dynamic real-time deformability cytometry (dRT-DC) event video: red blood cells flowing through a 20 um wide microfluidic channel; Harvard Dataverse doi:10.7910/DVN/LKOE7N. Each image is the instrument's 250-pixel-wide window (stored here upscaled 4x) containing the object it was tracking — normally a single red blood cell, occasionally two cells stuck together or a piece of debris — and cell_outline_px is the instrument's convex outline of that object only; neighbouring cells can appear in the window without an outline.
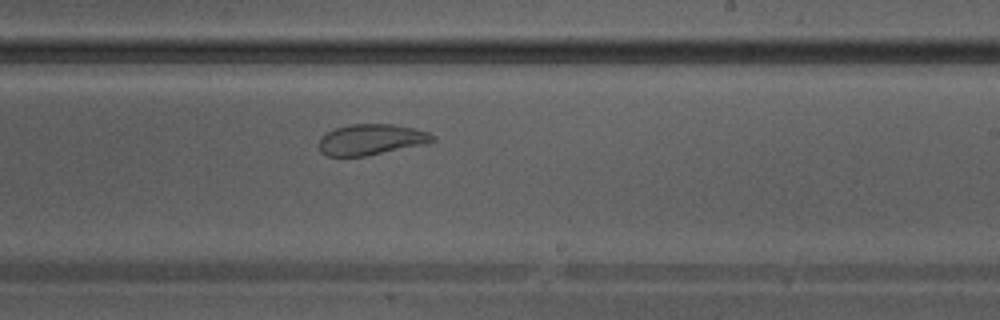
{"species": "Egyptian fruit bat (a non-hibernating species)", "species_latin": "Rousettus aegyptiacus", "temperature_condition": "warm", "stored_images_in_passage": 36, "camera_frame_rate_fps": 3000, "um_per_image_px": 0.085, "animal": {"sex": "male"}, "frame": {"image": 1, "passage_image": 21, "time_ms": 6.667, "image_size_px": [1000, 320], "cell_outline_px": [[436, 140], [424, 144], [364, 156], [328, 156], [320, 152], [320, 140], [328, 132], [336, 128], [348, 124], [392, 124], [412, 128], [428, 132], [436, 136]], "centroid_in_image_um": [31.57, 11.86], "position_along_channel_um": 257.4, "area_um2": 20.11}}